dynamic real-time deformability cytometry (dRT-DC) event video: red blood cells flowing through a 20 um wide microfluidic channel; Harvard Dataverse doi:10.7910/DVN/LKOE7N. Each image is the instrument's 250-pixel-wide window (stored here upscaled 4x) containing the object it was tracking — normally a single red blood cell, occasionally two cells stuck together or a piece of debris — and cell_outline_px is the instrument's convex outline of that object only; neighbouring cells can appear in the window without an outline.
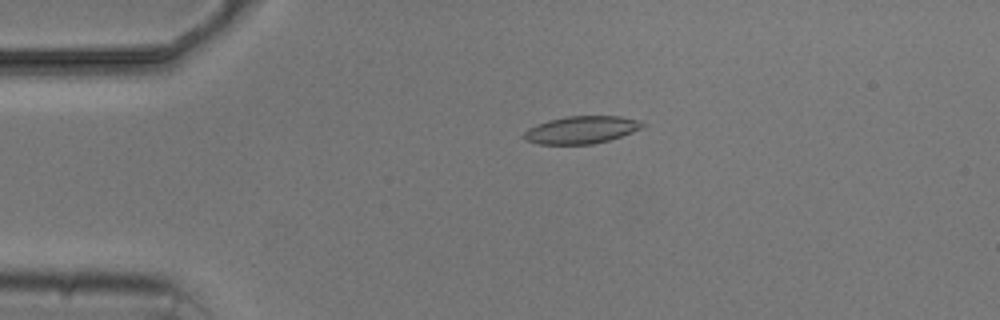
{"species": "common noctule bat (a hibernating species)", "species_latin": "Nyctalus noctula", "temperature_condition": "cold", "stored_images_in_passage": 5, "camera_frame_rate_fps": 3000, "um_per_image_px": 0.085, "animal": {"sex": "male", "body_mass_g": 20.5, "forearm_length_mm": 52.5}, "frame": {"image": 1, "passage_image": 4, "time_ms": 3.333, "image_size_px": [1000, 320], "cell_outline_px": [[644, 128], [608, 140], [592, 144], [536, 144], [524, 140], [524, 132], [528, 128], [536, 124], [548, 120], [568, 116], [620, 116], [636, 120], [644, 124]], "centroid_in_image_um": [49.37, 11.04], "position_along_channel_um": 35.6, "area_um2": 18.9}}